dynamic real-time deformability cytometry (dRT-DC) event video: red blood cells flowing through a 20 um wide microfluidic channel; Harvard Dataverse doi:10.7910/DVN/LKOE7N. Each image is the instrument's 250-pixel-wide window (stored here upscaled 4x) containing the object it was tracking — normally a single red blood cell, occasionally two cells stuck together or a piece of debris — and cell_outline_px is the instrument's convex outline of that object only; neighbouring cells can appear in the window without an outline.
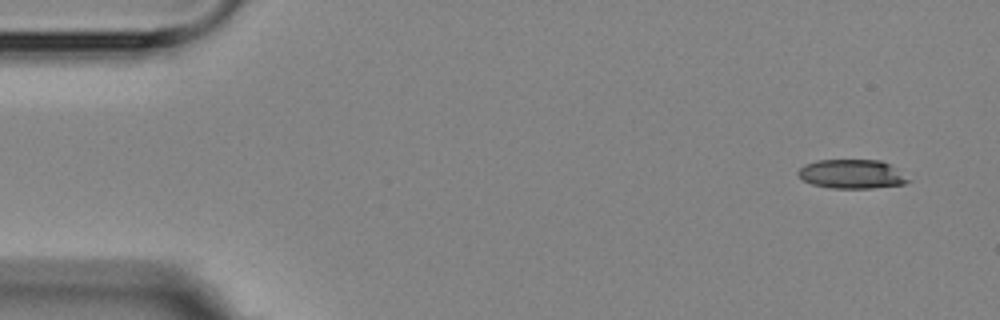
{"species": "Egyptian fruit bat (a non-hibernating species)", "species_latin": "Rousettus aegyptiacus", "temperature_condition": "room temperature", "stored_images_in_passage": 9, "camera_frame_rate_fps": 3000, "um_per_image_px": 0.085, "animal": {"sex": "female"}, "frame": {"image": 1, "passage_image": 1, "time_ms": 0.0, "image_size_px": [1000, 320], "cell_outline_px": [[912, 180], [904, 184], [872, 188], [832, 188], [812, 184], [804, 180], [796, 172], [804, 164], [816, 160], [880, 160], [888, 164]], "centroid_in_image_um": [72.38, 14.79], "position_along_channel_um": 12.6, "area_um2": 18.5}}
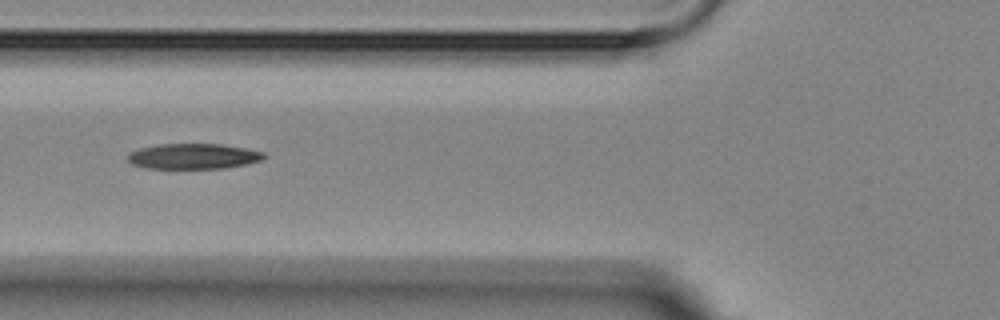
{"frame": {"image": 2, "passage_image": 6, "time_ms": 5.667, "image_size_px": [1000, 320], "cell_outline_px": [[268, 156], [260, 160], [248, 164], [224, 168], [144, 168], [132, 164], [128, 160], [128, 156], [132, 152], [140, 148], [160, 144], [220, 144], [244, 148], [264, 152]], "centroid_in_image_um": [16.47, 13.28], "position_along_channel_um": 109.3, "area_um2": 20.06}}
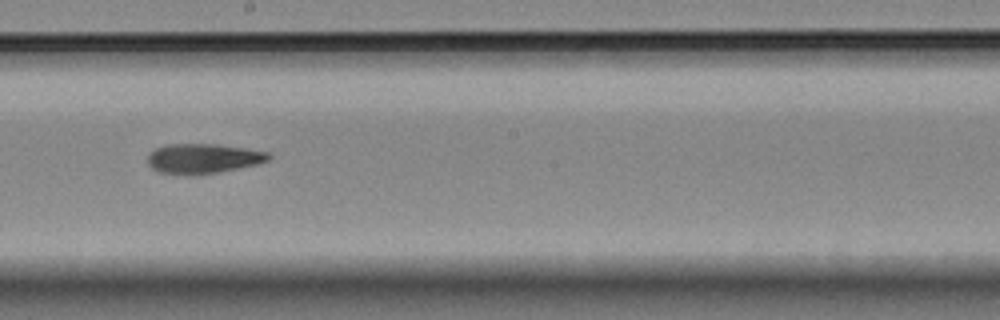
{"frame": {"image": 3, "passage_image": 9, "time_ms": 9.0, "image_size_px": [1000, 320], "cell_outline_px": [[272, 156], [268, 160], [260, 164], [200, 176], [184, 176], [160, 172], [152, 168], [148, 164], [148, 152], [156, 148], [168, 144], [216, 144], [244, 148], [268, 152]], "centroid_in_image_um": [17.26, 13.5], "position_along_channel_um": 230.9, "area_um2": 21.5}}